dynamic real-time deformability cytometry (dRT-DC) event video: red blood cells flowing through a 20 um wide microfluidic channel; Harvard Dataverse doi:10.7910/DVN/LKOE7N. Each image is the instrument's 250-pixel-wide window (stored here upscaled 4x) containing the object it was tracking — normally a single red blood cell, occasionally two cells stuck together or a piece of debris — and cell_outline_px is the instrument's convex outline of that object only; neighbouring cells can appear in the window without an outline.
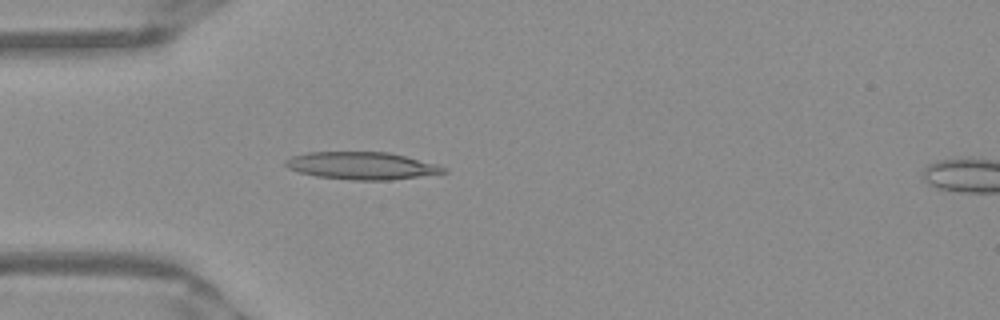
{"species": "Egyptian fruit bat (a non-hibernating species)", "species_latin": "Rousettus aegyptiacus", "temperature_condition": "warm", "stored_images_in_passage": 50, "camera_frame_rate_fps": 3000, "um_per_image_px": 0.085, "frame": {"image": 1, "passage_image": 14, "time_ms": 4.333, "image_size_px": [1000, 320], "cell_outline_px": [[448, 172], [392, 180], [352, 180], [316, 176], [300, 172], [288, 168], [284, 164], [284, 160], [292, 156], [308, 152], [388, 152], [436, 164], [444, 168]], "centroid_in_image_um": [30.71, 14.09], "position_along_channel_um": 54.3, "area_um2": 25.09}}
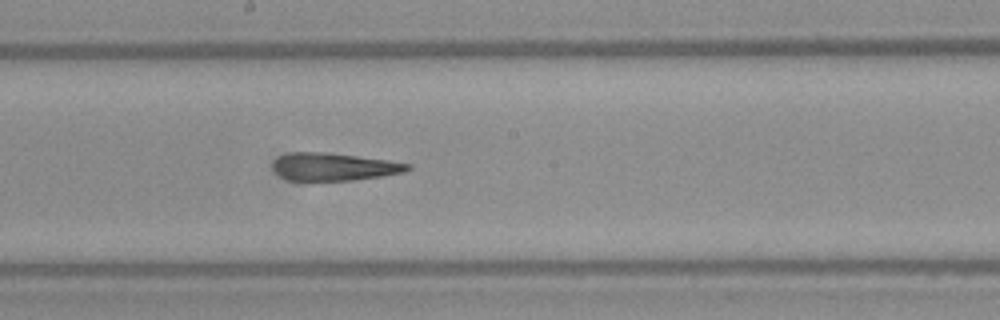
{"frame": {"image": 2, "passage_image": 27, "time_ms": 8.667, "image_size_px": [1000, 320], "cell_outline_px": [[412, 168], [404, 172], [380, 176], [352, 180], [288, 180], [280, 176], [272, 168], [272, 164], [280, 156], [292, 152], [328, 152], [388, 160], [412, 164]], "centroid_in_image_um": [28.39, 14.17], "position_along_channel_um": 219.8, "area_um2": 21.62}}
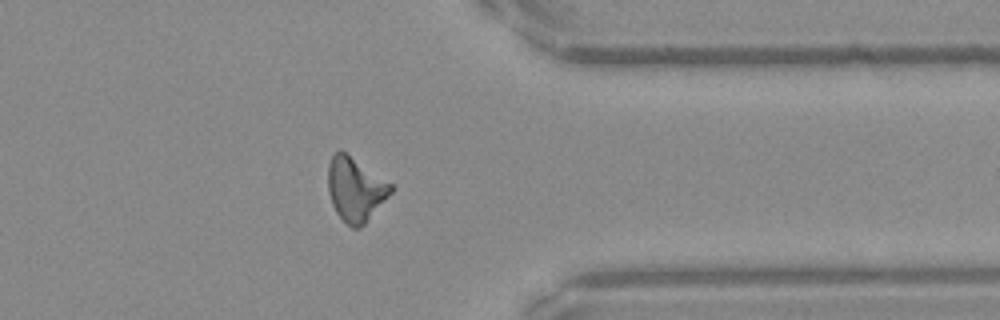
{"frame": {"image": 3, "passage_image": 40, "time_ms": 13.0, "image_size_px": [1000, 320], "cell_outline_px": [[396, 188], [364, 224], [360, 228], [352, 228], [336, 212], [332, 204], [328, 192], [328, 164], [332, 156], [340, 148], [392, 184]], "centroid_in_image_um": [30.21, 16.07], "position_along_channel_um": 381.2, "area_um2": 23.35}, "authors_computed_cell_mechanics": {"area_um2": 22.8021, "velocity_mm_per_s": 3.9588, "shape_relaxation_time_tau1_ms": null, "shape_relaxation_time_tau2_ms": 4.8081, "deformation_change_tau1": null, "deformation_change_tau2": 0.1833}}